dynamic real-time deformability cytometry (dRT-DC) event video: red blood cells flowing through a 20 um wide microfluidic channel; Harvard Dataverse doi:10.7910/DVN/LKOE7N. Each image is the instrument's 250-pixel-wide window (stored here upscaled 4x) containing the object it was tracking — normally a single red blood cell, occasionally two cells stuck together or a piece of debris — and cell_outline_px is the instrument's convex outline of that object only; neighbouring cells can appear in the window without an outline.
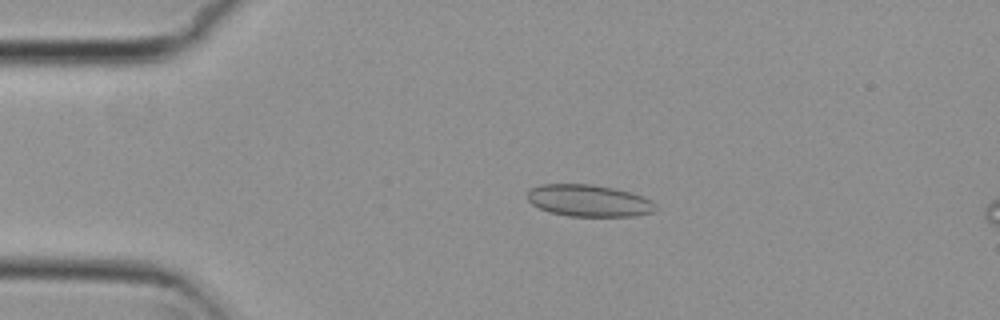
{"species": "common noctule bat (a hibernating species)", "species_latin": "Nyctalus noctula", "temperature_condition": "cold", "stored_images_in_passage": 4, "camera_frame_rate_fps": 3000, "um_per_image_px": 0.085, "animal": {"sex": "female", "body_mass_g": 29.2, "forearm_length_mm": 56.3}, "frame": {"image": 1, "passage_image": 2, "time_ms": 0.333, "image_size_px": [1000, 320], "cell_outline_px": [[656, 208], [652, 212], [632, 216], [568, 216], [548, 212], [532, 204], [528, 200], [528, 192], [532, 188], [540, 184], [588, 184], [612, 188], [628, 192], [652, 200], [656, 204]], "centroid_in_image_um": [50.02, 17.06], "position_along_channel_um": 35.0, "area_um2": 23.58}}